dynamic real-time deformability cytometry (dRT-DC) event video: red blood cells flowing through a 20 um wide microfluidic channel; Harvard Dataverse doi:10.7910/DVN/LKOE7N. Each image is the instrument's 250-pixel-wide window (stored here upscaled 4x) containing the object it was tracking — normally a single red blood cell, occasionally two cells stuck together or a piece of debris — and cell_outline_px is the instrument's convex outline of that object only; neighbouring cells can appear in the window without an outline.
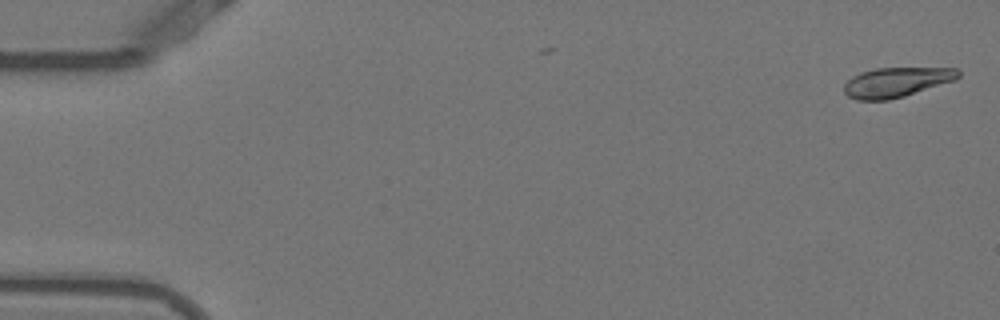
{"species": "Egyptian fruit bat (a non-hibernating species)", "species_latin": "Rousettus aegyptiacus", "temperature_condition": "warm", "stored_images_in_passage": 6, "camera_frame_rate_fps": 3000, "um_per_image_px": 0.085, "animal": {"sex": "female"}, "frame": {"image": 1, "passage_image": 1, "time_ms": 0.0, "image_size_px": [1000, 320], "cell_outline_px": [[960, 76], [956, 80], [904, 96], [888, 100], [856, 100], [848, 96], [844, 92], [844, 84], [852, 76], [860, 72], [876, 68], [956, 68], [960, 72]], "centroid_in_image_um": [76.19, 6.99], "position_along_channel_um": 8.8, "area_um2": 19.83}}